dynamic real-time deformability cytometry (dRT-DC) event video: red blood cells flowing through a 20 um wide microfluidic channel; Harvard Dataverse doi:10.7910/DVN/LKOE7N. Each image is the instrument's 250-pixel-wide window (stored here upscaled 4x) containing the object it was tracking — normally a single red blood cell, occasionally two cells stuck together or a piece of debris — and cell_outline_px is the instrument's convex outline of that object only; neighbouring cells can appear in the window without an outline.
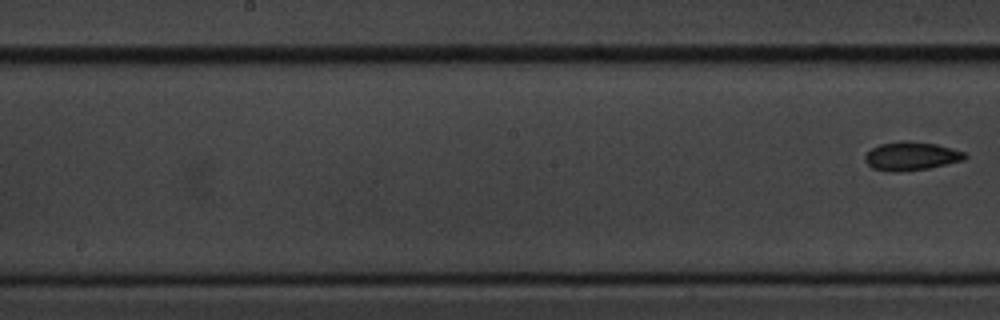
{"species": "common noctule bat (a hibernating species)", "species_latin": "Nyctalus noctula", "temperature_condition": "cold", "stored_images_in_passage": 11, "segment_of_instrument_passage": [2, 2], "camera_frame_rate_fps": 3000, "um_per_image_px": 0.085, "animal": {"sex": "male", "body_mass_g": 20.1, "forearm_length_mm": 53.5}, "frame": {"image": 1, "passage_image": 11, "time_ms": 12.333, "image_size_px": [1000, 320], "cell_outline_px": [[968, 156], [964, 160], [928, 168], [896, 172], [892, 172], [872, 168], [864, 160], [864, 156], [872, 148], [880, 144], [900, 140], [908, 140], [936, 144], [952, 148], [964, 152]], "centroid_in_image_um": [77.44, 13.26], "position_along_channel_um": 170.8, "area_um2": 16.65}}